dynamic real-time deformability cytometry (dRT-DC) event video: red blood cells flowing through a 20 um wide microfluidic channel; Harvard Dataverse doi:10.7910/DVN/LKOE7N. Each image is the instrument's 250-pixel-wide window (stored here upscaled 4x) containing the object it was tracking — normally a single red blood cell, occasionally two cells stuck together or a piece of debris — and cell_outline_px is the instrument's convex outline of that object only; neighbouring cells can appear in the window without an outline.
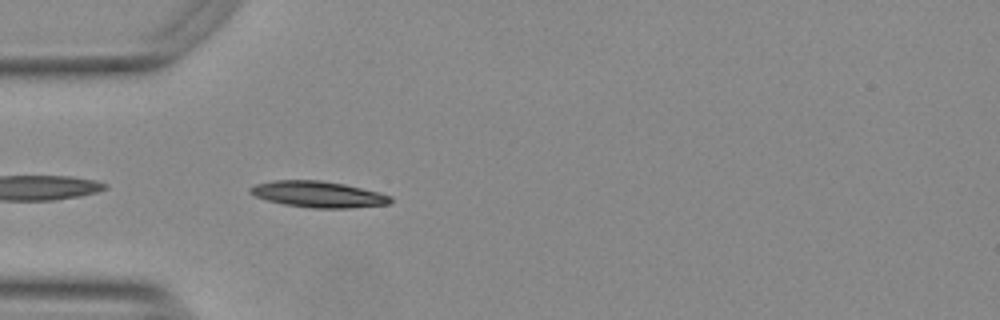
{"species": "Egyptian fruit bat (a non-hibernating species)", "species_latin": "Rousettus aegyptiacus", "temperature_condition": "warm", "stored_images_in_passage": 9, "camera_frame_rate_fps": 3000, "um_per_image_px": 0.085, "animal": {"sex": "female"}, "frame": {"image": 1, "passage_image": 2, "time_ms": 0.333, "image_size_px": [1000, 320], "cell_outline_px": [[392, 204], [352, 208], [312, 208], [284, 204], [268, 200], [256, 196], [248, 192], [248, 188], [256, 184], [276, 180], [320, 180], [344, 184], [380, 192], [392, 196]], "centroid_in_image_um": [27.1, 16.52], "position_along_channel_um": 57.9, "area_um2": 21.5}}